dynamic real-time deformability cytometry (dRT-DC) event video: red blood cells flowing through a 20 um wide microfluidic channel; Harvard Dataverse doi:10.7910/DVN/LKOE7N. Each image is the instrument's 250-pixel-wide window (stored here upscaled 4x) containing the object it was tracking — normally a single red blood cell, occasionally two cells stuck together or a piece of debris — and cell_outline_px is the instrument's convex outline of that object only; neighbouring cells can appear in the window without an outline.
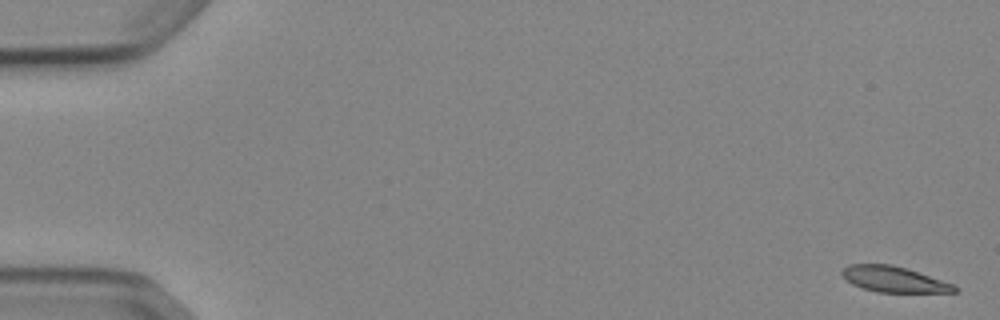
{"species": "Egyptian fruit bat (a non-hibernating species)", "species_latin": "Rousettus aegyptiacus", "temperature_condition": "cold", "stored_images_in_passage": 53, "camera_frame_rate_fps": 3000, "um_per_image_px": 0.085, "animal": {"sex": "female"}, "frame": {"image": 1, "passage_image": 1, "time_ms": 0.0, "image_size_px": [1000, 320], "cell_outline_px": [[960, 288], [956, 292], [876, 292], [852, 284], [840, 272], [848, 264], [892, 264], [908, 268], [952, 284]], "centroid_in_image_um": [75.99, 23.73], "position_along_channel_um": 9.0, "area_um2": 16.76}}
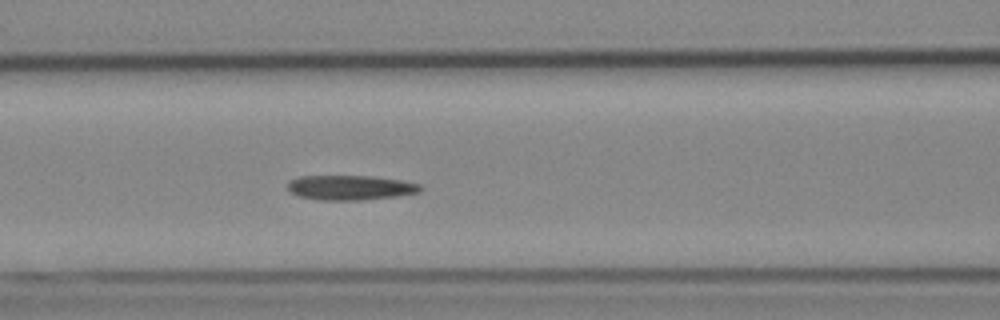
{"frame": {"image": 2, "passage_image": 23, "time_ms": 7.333, "image_size_px": [1000, 320], "cell_outline_px": [[424, 188], [420, 192], [396, 196], [360, 200], [320, 200], [300, 196], [292, 192], [288, 188], [288, 180], [300, 176], [372, 176], [400, 180], [420, 184]], "centroid_in_image_um": [29.79, 15.94], "position_along_channel_um": 136.8, "area_um2": 19.07}}
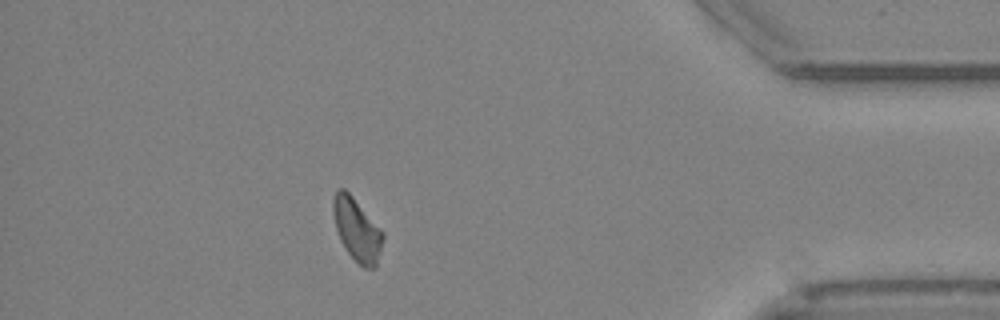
{"frame": {"image": 3, "passage_image": 47, "time_ms": 15.333, "image_size_px": [1000, 320], "cell_outline_px": [[384, 236], [376, 264], [372, 268], [364, 268], [348, 252], [340, 240], [336, 228], [332, 212], [332, 200], [336, 188], [344, 188], [352, 196], [384, 232]], "centroid_in_image_um": [30.31, 19.47], "position_along_channel_um": 404.9, "area_um2": 17.98}}